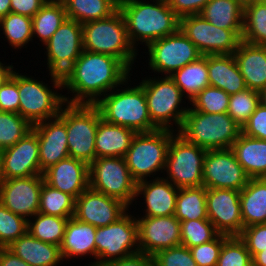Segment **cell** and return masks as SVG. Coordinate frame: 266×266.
<instances>
[{"mask_svg":"<svg viewBox=\"0 0 266 266\" xmlns=\"http://www.w3.org/2000/svg\"><path fill=\"white\" fill-rule=\"evenodd\" d=\"M182 94L189 102L204 88L210 85L207 69V55L201 56L197 61L189 63L175 71L171 76Z\"/></svg>","mask_w":266,"mask_h":266,"instance_id":"d6a6232c","label":"cell"},{"mask_svg":"<svg viewBox=\"0 0 266 266\" xmlns=\"http://www.w3.org/2000/svg\"><path fill=\"white\" fill-rule=\"evenodd\" d=\"M179 29L203 56L233 54L242 41V30L219 28L200 14L179 18Z\"/></svg>","mask_w":266,"mask_h":266,"instance_id":"4fadbf2b","label":"cell"},{"mask_svg":"<svg viewBox=\"0 0 266 266\" xmlns=\"http://www.w3.org/2000/svg\"><path fill=\"white\" fill-rule=\"evenodd\" d=\"M146 48L149 68L164 76H171L175 71L203 56L180 29L174 34L152 41Z\"/></svg>","mask_w":266,"mask_h":266,"instance_id":"5bb4252c","label":"cell"},{"mask_svg":"<svg viewBox=\"0 0 266 266\" xmlns=\"http://www.w3.org/2000/svg\"><path fill=\"white\" fill-rule=\"evenodd\" d=\"M252 1H266V0H250V2H252Z\"/></svg>","mask_w":266,"mask_h":266,"instance_id":"03108f58","label":"cell"},{"mask_svg":"<svg viewBox=\"0 0 266 266\" xmlns=\"http://www.w3.org/2000/svg\"><path fill=\"white\" fill-rule=\"evenodd\" d=\"M33 130L37 133L42 173L69 157L66 123L59 116L34 124Z\"/></svg>","mask_w":266,"mask_h":266,"instance_id":"7402d4cb","label":"cell"},{"mask_svg":"<svg viewBox=\"0 0 266 266\" xmlns=\"http://www.w3.org/2000/svg\"><path fill=\"white\" fill-rule=\"evenodd\" d=\"M28 220L14 214L0 203V248H7L13 241L24 235Z\"/></svg>","mask_w":266,"mask_h":266,"instance_id":"f6af8a7d","label":"cell"},{"mask_svg":"<svg viewBox=\"0 0 266 266\" xmlns=\"http://www.w3.org/2000/svg\"><path fill=\"white\" fill-rule=\"evenodd\" d=\"M242 40L266 46V1L244 4Z\"/></svg>","mask_w":266,"mask_h":266,"instance_id":"8d00e7d4","label":"cell"},{"mask_svg":"<svg viewBox=\"0 0 266 266\" xmlns=\"http://www.w3.org/2000/svg\"><path fill=\"white\" fill-rule=\"evenodd\" d=\"M67 18L80 24L104 19L115 13L118 8L109 0H61Z\"/></svg>","mask_w":266,"mask_h":266,"instance_id":"d590c367","label":"cell"},{"mask_svg":"<svg viewBox=\"0 0 266 266\" xmlns=\"http://www.w3.org/2000/svg\"><path fill=\"white\" fill-rule=\"evenodd\" d=\"M178 133L205 150H217L231 148L242 128L228 113H202L189 106Z\"/></svg>","mask_w":266,"mask_h":266,"instance_id":"5b68a950","label":"cell"},{"mask_svg":"<svg viewBox=\"0 0 266 266\" xmlns=\"http://www.w3.org/2000/svg\"><path fill=\"white\" fill-rule=\"evenodd\" d=\"M33 218V220H32ZM28 219L27 231L36 239L45 243L61 246L64 238L65 226L70 218L36 213Z\"/></svg>","mask_w":266,"mask_h":266,"instance_id":"74e56055","label":"cell"},{"mask_svg":"<svg viewBox=\"0 0 266 266\" xmlns=\"http://www.w3.org/2000/svg\"><path fill=\"white\" fill-rule=\"evenodd\" d=\"M136 132L100 119L95 138L96 158L124 157Z\"/></svg>","mask_w":266,"mask_h":266,"instance_id":"f1b7e54d","label":"cell"},{"mask_svg":"<svg viewBox=\"0 0 266 266\" xmlns=\"http://www.w3.org/2000/svg\"><path fill=\"white\" fill-rule=\"evenodd\" d=\"M75 198L43 182L40 194L39 213L71 218L74 215Z\"/></svg>","mask_w":266,"mask_h":266,"instance_id":"f35d334b","label":"cell"},{"mask_svg":"<svg viewBox=\"0 0 266 266\" xmlns=\"http://www.w3.org/2000/svg\"><path fill=\"white\" fill-rule=\"evenodd\" d=\"M230 95L224 90L214 86H207L193 99L190 100V108L202 113H227ZM192 102V103H191Z\"/></svg>","mask_w":266,"mask_h":266,"instance_id":"7bdbcfd3","label":"cell"},{"mask_svg":"<svg viewBox=\"0 0 266 266\" xmlns=\"http://www.w3.org/2000/svg\"><path fill=\"white\" fill-rule=\"evenodd\" d=\"M175 133L169 129H157L135 134L124 159L137 183L154 178L160 171L164 173L170 140Z\"/></svg>","mask_w":266,"mask_h":266,"instance_id":"9c48e42d","label":"cell"},{"mask_svg":"<svg viewBox=\"0 0 266 266\" xmlns=\"http://www.w3.org/2000/svg\"><path fill=\"white\" fill-rule=\"evenodd\" d=\"M242 133L256 139L266 140V106L260 103L242 127Z\"/></svg>","mask_w":266,"mask_h":266,"instance_id":"816d5d0a","label":"cell"},{"mask_svg":"<svg viewBox=\"0 0 266 266\" xmlns=\"http://www.w3.org/2000/svg\"><path fill=\"white\" fill-rule=\"evenodd\" d=\"M260 103L261 93L246 88L230 95L227 113L242 128Z\"/></svg>","mask_w":266,"mask_h":266,"instance_id":"b9f144b4","label":"cell"},{"mask_svg":"<svg viewBox=\"0 0 266 266\" xmlns=\"http://www.w3.org/2000/svg\"><path fill=\"white\" fill-rule=\"evenodd\" d=\"M95 247L96 266L140 252L136 217L127 211L116 222L97 227Z\"/></svg>","mask_w":266,"mask_h":266,"instance_id":"7c38bea8","label":"cell"},{"mask_svg":"<svg viewBox=\"0 0 266 266\" xmlns=\"http://www.w3.org/2000/svg\"><path fill=\"white\" fill-rule=\"evenodd\" d=\"M103 266H155V262L153 256L138 252L125 258L109 261Z\"/></svg>","mask_w":266,"mask_h":266,"instance_id":"11a10c76","label":"cell"},{"mask_svg":"<svg viewBox=\"0 0 266 266\" xmlns=\"http://www.w3.org/2000/svg\"><path fill=\"white\" fill-rule=\"evenodd\" d=\"M230 236L218 234L213 240L190 248L193 259L198 266H217L223 243Z\"/></svg>","mask_w":266,"mask_h":266,"instance_id":"7dc6e473","label":"cell"},{"mask_svg":"<svg viewBox=\"0 0 266 266\" xmlns=\"http://www.w3.org/2000/svg\"><path fill=\"white\" fill-rule=\"evenodd\" d=\"M233 55L246 87L261 92L266 87V46L242 40Z\"/></svg>","mask_w":266,"mask_h":266,"instance_id":"484cf974","label":"cell"},{"mask_svg":"<svg viewBox=\"0 0 266 266\" xmlns=\"http://www.w3.org/2000/svg\"><path fill=\"white\" fill-rule=\"evenodd\" d=\"M243 0H209L200 15L211 24L229 30H242Z\"/></svg>","mask_w":266,"mask_h":266,"instance_id":"1f68e13d","label":"cell"},{"mask_svg":"<svg viewBox=\"0 0 266 266\" xmlns=\"http://www.w3.org/2000/svg\"><path fill=\"white\" fill-rule=\"evenodd\" d=\"M130 70L117 58L83 50L73 66L62 76L64 96L69 104H96L101 96L130 80ZM75 95V96H74Z\"/></svg>","mask_w":266,"mask_h":266,"instance_id":"6da1fadb","label":"cell"},{"mask_svg":"<svg viewBox=\"0 0 266 266\" xmlns=\"http://www.w3.org/2000/svg\"><path fill=\"white\" fill-rule=\"evenodd\" d=\"M129 207L122 201L88 187L75 200L76 219L94 227H104L116 222Z\"/></svg>","mask_w":266,"mask_h":266,"instance_id":"ffe728a7","label":"cell"},{"mask_svg":"<svg viewBox=\"0 0 266 266\" xmlns=\"http://www.w3.org/2000/svg\"><path fill=\"white\" fill-rule=\"evenodd\" d=\"M44 46L49 73L62 77L83 51L82 24L66 18Z\"/></svg>","mask_w":266,"mask_h":266,"instance_id":"9a60e30c","label":"cell"},{"mask_svg":"<svg viewBox=\"0 0 266 266\" xmlns=\"http://www.w3.org/2000/svg\"><path fill=\"white\" fill-rule=\"evenodd\" d=\"M175 217L180 221L208 219L206 187L181 188L175 205Z\"/></svg>","mask_w":266,"mask_h":266,"instance_id":"e575fe53","label":"cell"},{"mask_svg":"<svg viewBox=\"0 0 266 266\" xmlns=\"http://www.w3.org/2000/svg\"><path fill=\"white\" fill-rule=\"evenodd\" d=\"M179 188L164 177H155L137 183L136 197L143 195L145 199V214L148 217L175 215L176 197Z\"/></svg>","mask_w":266,"mask_h":266,"instance_id":"cb8c5ba5","label":"cell"},{"mask_svg":"<svg viewBox=\"0 0 266 266\" xmlns=\"http://www.w3.org/2000/svg\"><path fill=\"white\" fill-rule=\"evenodd\" d=\"M260 93H261V103H263L266 106V87Z\"/></svg>","mask_w":266,"mask_h":266,"instance_id":"6125c7cd","label":"cell"},{"mask_svg":"<svg viewBox=\"0 0 266 266\" xmlns=\"http://www.w3.org/2000/svg\"><path fill=\"white\" fill-rule=\"evenodd\" d=\"M231 149L249 178H266V140L241 133Z\"/></svg>","mask_w":266,"mask_h":266,"instance_id":"f546056e","label":"cell"},{"mask_svg":"<svg viewBox=\"0 0 266 266\" xmlns=\"http://www.w3.org/2000/svg\"><path fill=\"white\" fill-rule=\"evenodd\" d=\"M169 7L181 18L187 15L200 14L209 0H166Z\"/></svg>","mask_w":266,"mask_h":266,"instance_id":"f5cc1de1","label":"cell"},{"mask_svg":"<svg viewBox=\"0 0 266 266\" xmlns=\"http://www.w3.org/2000/svg\"><path fill=\"white\" fill-rule=\"evenodd\" d=\"M207 69L210 86L222 89L229 95L247 88L233 54L207 55Z\"/></svg>","mask_w":266,"mask_h":266,"instance_id":"83f0119b","label":"cell"},{"mask_svg":"<svg viewBox=\"0 0 266 266\" xmlns=\"http://www.w3.org/2000/svg\"><path fill=\"white\" fill-rule=\"evenodd\" d=\"M11 0H0V19L11 12Z\"/></svg>","mask_w":266,"mask_h":266,"instance_id":"91938a15","label":"cell"},{"mask_svg":"<svg viewBox=\"0 0 266 266\" xmlns=\"http://www.w3.org/2000/svg\"><path fill=\"white\" fill-rule=\"evenodd\" d=\"M46 2H52V1H56V0H45Z\"/></svg>","mask_w":266,"mask_h":266,"instance_id":"003e7915","label":"cell"},{"mask_svg":"<svg viewBox=\"0 0 266 266\" xmlns=\"http://www.w3.org/2000/svg\"><path fill=\"white\" fill-rule=\"evenodd\" d=\"M13 65H5L0 61V87L12 76L13 72Z\"/></svg>","mask_w":266,"mask_h":266,"instance_id":"6f0895ef","label":"cell"},{"mask_svg":"<svg viewBox=\"0 0 266 266\" xmlns=\"http://www.w3.org/2000/svg\"><path fill=\"white\" fill-rule=\"evenodd\" d=\"M119 10L125 19L129 41L135 49L140 42L147 46L179 29V17L166 0H153V3L146 0H124Z\"/></svg>","mask_w":266,"mask_h":266,"instance_id":"7a4b0ae2","label":"cell"},{"mask_svg":"<svg viewBox=\"0 0 266 266\" xmlns=\"http://www.w3.org/2000/svg\"><path fill=\"white\" fill-rule=\"evenodd\" d=\"M83 50L113 56L130 71L138 55L128 38L123 14L118 9L111 16L82 24Z\"/></svg>","mask_w":266,"mask_h":266,"instance_id":"3957f363","label":"cell"},{"mask_svg":"<svg viewBox=\"0 0 266 266\" xmlns=\"http://www.w3.org/2000/svg\"><path fill=\"white\" fill-rule=\"evenodd\" d=\"M3 180V149L0 148V184Z\"/></svg>","mask_w":266,"mask_h":266,"instance_id":"94428289","label":"cell"},{"mask_svg":"<svg viewBox=\"0 0 266 266\" xmlns=\"http://www.w3.org/2000/svg\"><path fill=\"white\" fill-rule=\"evenodd\" d=\"M155 266H198L191 250L183 245L164 249L153 255Z\"/></svg>","mask_w":266,"mask_h":266,"instance_id":"c3c4849f","label":"cell"},{"mask_svg":"<svg viewBox=\"0 0 266 266\" xmlns=\"http://www.w3.org/2000/svg\"><path fill=\"white\" fill-rule=\"evenodd\" d=\"M0 28L9 45L22 49L33 39L32 18L10 12L0 19Z\"/></svg>","mask_w":266,"mask_h":266,"instance_id":"ab89813d","label":"cell"},{"mask_svg":"<svg viewBox=\"0 0 266 266\" xmlns=\"http://www.w3.org/2000/svg\"><path fill=\"white\" fill-rule=\"evenodd\" d=\"M49 75L53 89L43 80L38 81L32 76L17 72L19 114L32 125L57 117L66 103L65 95L57 93L58 89H63L62 77L52 73Z\"/></svg>","mask_w":266,"mask_h":266,"instance_id":"8992f818","label":"cell"},{"mask_svg":"<svg viewBox=\"0 0 266 266\" xmlns=\"http://www.w3.org/2000/svg\"><path fill=\"white\" fill-rule=\"evenodd\" d=\"M19 92L17 85V71L0 87V111L19 114Z\"/></svg>","mask_w":266,"mask_h":266,"instance_id":"f907efd6","label":"cell"},{"mask_svg":"<svg viewBox=\"0 0 266 266\" xmlns=\"http://www.w3.org/2000/svg\"><path fill=\"white\" fill-rule=\"evenodd\" d=\"M252 257L239 236H230L220 251L217 266H249Z\"/></svg>","mask_w":266,"mask_h":266,"instance_id":"bcb514c9","label":"cell"},{"mask_svg":"<svg viewBox=\"0 0 266 266\" xmlns=\"http://www.w3.org/2000/svg\"><path fill=\"white\" fill-rule=\"evenodd\" d=\"M208 219L219 234L239 236L243 230L240 191L226 188H206Z\"/></svg>","mask_w":266,"mask_h":266,"instance_id":"e0dca14e","label":"cell"},{"mask_svg":"<svg viewBox=\"0 0 266 266\" xmlns=\"http://www.w3.org/2000/svg\"><path fill=\"white\" fill-rule=\"evenodd\" d=\"M65 123L69 157L90 165L96 159L95 138L101 113L95 104L65 103L58 115Z\"/></svg>","mask_w":266,"mask_h":266,"instance_id":"ba28073f","label":"cell"},{"mask_svg":"<svg viewBox=\"0 0 266 266\" xmlns=\"http://www.w3.org/2000/svg\"><path fill=\"white\" fill-rule=\"evenodd\" d=\"M32 129L33 125L20 114L0 111V148L13 146Z\"/></svg>","mask_w":266,"mask_h":266,"instance_id":"60d3db41","label":"cell"},{"mask_svg":"<svg viewBox=\"0 0 266 266\" xmlns=\"http://www.w3.org/2000/svg\"><path fill=\"white\" fill-rule=\"evenodd\" d=\"M244 1V4H247L250 2V0H243Z\"/></svg>","mask_w":266,"mask_h":266,"instance_id":"e7e4bbea","label":"cell"},{"mask_svg":"<svg viewBox=\"0 0 266 266\" xmlns=\"http://www.w3.org/2000/svg\"><path fill=\"white\" fill-rule=\"evenodd\" d=\"M181 245L192 248L213 240L219 233L209 219L181 222Z\"/></svg>","mask_w":266,"mask_h":266,"instance_id":"ee69618b","label":"cell"},{"mask_svg":"<svg viewBox=\"0 0 266 266\" xmlns=\"http://www.w3.org/2000/svg\"><path fill=\"white\" fill-rule=\"evenodd\" d=\"M0 266H29L7 248H0Z\"/></svg>","mask_w":266,"mask_h":266,"instance_id":"9f6ffc18","label":"cell"},{"mask_svg":"<svg viewBox=\"0 0 266 266\" xmlns=\"http://www.w3.org/2000/svg\"><path fill=\"white\" fill-rule=\"evenodd\" d=\"M111 1L118 9L121 5V3L124 1V0H109Z\"/></svg>","mask_w":266,"mask_h":266,"instance_id":"be15d7a7","label":"cell"},{"mask_svg":"<svg viewBox=\"0 0 266 266\" xmlns=\"http://www.w3.org/2000/svg\"><path fill=\"white\" fill-rule=\"evenodd\" d=\"M120 87L111 90L95 104L102 119L130 128L136 133L157 130L149 115L143 87L140 84L131 88Z\"/></svg>","mask_w":266,"mask_h":266,"instance_id":"277c9868","label":"cell"},{"mask_svg":"<svg viewBox=\"0 0 266 266\" xmlns=\"http://www.w3.org/2000/svg\"><path fill=\"white\" fill-rule=\"evenodd\" d=\"M7 249L29 266H57L63 261L60 246L40 241L28 231L13 241Z\"/></svg>","mask_w":266,"mask_h":266,"instance_id":"4316f807","label":"cell"},{"mask_svg":"<svg viewBox=\"0 0 266 266\" xmlns=\"http://www.w3.org/2000/svg\"><path fill=\"white\" fill-rule=\"evenodd\" d=\"M46 3L45 0H11V12L32 18Z\"/></svg>","mask_w":266,"mask_h":266,"instance_id":"db71d44e","label":"cell"},{"mask_svg":"<svg viewBox=\"0 0 266 266\" xmlns=\"http://www.w3.org/2000/svg\"><path fill=\"white\" fill-rule=\"evenodd\" d=\"M43 177L48 185L76 199L89 187V165L68 157L46 169Z\"/></svg>","mask_w":266,"mask_h":266,"instance_id":"603a6c76","label":"cell"},{"mask_svg":"<svg viewBox=\"0 0 266 266\" xmlns=\"http://www.w3.org/2000/svg\"><path fill=\"white\" fill-rule=\"evenodd\" d=\"M138 244L141 253L150 256L157 252L181 245V222L172 216L136 218Z\"/></svg>","mask_w":266,"mask_h":266,"instance_id":"ac0fdd59","label":"cell"},{"mask_svg":"<svg viewBox=\"0 0 266 266\" xmlns=\"http://www.w3.org/2000/svg\"><path fill=\"white\" fill-rule=\"evenodd\" d=\"M66 18L67 15L61 0L46 2L32 17L33 38H40L41 43L45 44Z\"/></svg>","mask_w":266,"mask_h":266,"instance_id":"836d02e7","label":"cell"},{"mask_svg":"<svg viewBox=\"0 0 266 266\" xmlns=\"http://www.w3.org/2000/svg\"><path fill=\"white\" fill-rule=\"evenodd\" d=\"M239 238L246 244L253 258L257 253L266 249V224H255L243 228Z\"/></svg>","mask_w":266,"mask_h":266,"instance_id":"681fc988","label":"cell"},{"mask_svg":"<svg viewBox=\"0 0 266 266\" xmlns=\"http://www.w3.org/2000/svg\"><path fill=\"white\" fill-rule=\"evenodd\" d=\"M89 187L122 201L128 207L137 199V182L124 157L96 158L89 165Z\"/></svg>","mask_w":266,"mask_h":266,"instance_id":"8fae6325","label":"cell"},{"mask_svg":"<svg viewBox=\"0 0 266 266\" xmlns=\"http://www.w3.org/2000/svg\"><path fill=\"white\" fill-rule=\"evenodd\" d=\"M139 84L144 89L152 123L158 129H169L178 132L182 127L189 107L182 106L186 96L182 94L172 78L164 75L160 78L158 76V79L145 77ZM173 124L177 127L176 130L173 129Z\"/></svg>","mask_w":266,"mask_h":266,"instance_id":"52a82bcc","label":"cell"},{"mask_svg":"<svg viewBox=\"0 0 266 266\" xmlns=\"http://www.w3.org/2000/svg\"><path fill=\"white\" fill-rule=\"evenodd\" d=\"M243 228L266 224V178H250L240 191Z\"/></svg>","mask_w":266,"mask_h":266,"instance_id":"4dcf8cb0","label":"cell"},{"mask_svg":"<svg viewBox=\"0 0 266 266\" xmlns=\"http://www.w3.org/2000/svg\"><path fill=\"white\" fill-rule=\"evenodd\" d=\"M207 150L188 142L178 132L170 140L164 171L175 187L203 186V161Z\"/></svg>","mask_w":266,"mask_h":266,"instance_id":"30bf717a","label":"cell"},{"mask_svg":"<svg viewBox=\"0 0 266 266\" xmlns=\"http://www.w3.org/2000/svg\"><path fill=\"white\" fill-rule=\"evenodd\" d=\"M95 237L96 227L72 216L66 223L63 242L60 246L62 259L68 261L74 256L79 258L90 255L95 261L88 266H96Z\"/></svg>","mask_w":266,"mask_h":266,"instance_id":"d4e9b609","label":"cell"},{"mask_svg":"<svg viewBox=\"0 0 266 266\" xmlns=\"http://www.w3.org/2000/svg\"><path fill=\"white\" fill-rule=\"evenodd\" d=\"M43 175L39 163L37 133L32 129L13 146L3 149L4 179Z\"/></svg>","mask_w":266,"mask_h":266,"instance_id":"44dd1931","label":"cell"},{"mask_svg":"<svg viewBox=\"0 0 266 266\" xmlns=\"http://www.w3.org/2000/svg\"><path fill=\"white\" fill-rule=\"evenodd\" d=\"M249 179L231 148L207 150L203 161V186L241 191Z\"/></svg>","mask_w":266,"mask_h":266,"instance_id":"2e32d148","label":"cell"},{"mask_svg":"<svg viewBox=\"0 0 266 266\" xmlns=\"http://www.w3.org/2000/svg\"><path fill=\"white\" fill-rule=\"evenodd\" d=\"M253 266H266V249L252 258Z\"/></svg>","mask_w":266,"mask_h":266,"instance_id":"680465c9","label":"cell"},{"mask_svg":"<svg viewBox=\"0 0 266 266\" xmlns=\"http://www.w3.org/2000/svg\"><path fill=\"white\" fill-rule=\"evenodd\" d=\"M43 175L4 179L0 184V203L27 220L38 213Z\"/></svg>","mask_w":266,"mask_h":266,"instance_id":"d6986e66","label":"cell"}]
</instances>
